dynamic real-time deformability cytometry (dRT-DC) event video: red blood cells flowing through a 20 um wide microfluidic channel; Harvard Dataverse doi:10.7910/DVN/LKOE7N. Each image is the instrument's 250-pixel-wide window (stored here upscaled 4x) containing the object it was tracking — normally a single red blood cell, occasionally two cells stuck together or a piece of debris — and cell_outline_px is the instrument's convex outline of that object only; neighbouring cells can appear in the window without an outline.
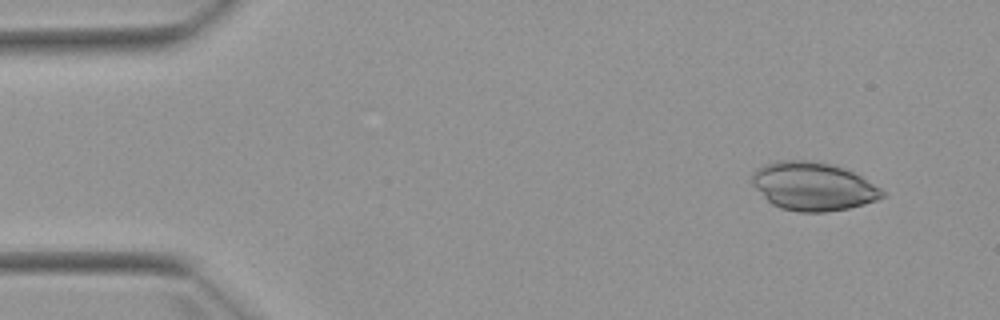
{"species": "Egyptian fruit bat (a non-hibernating species)", "species_latin": "Rousettus aegyptiacus", "temperature_condition": "warm", "stored_images_in_passage": 5, "camera_frame_rate_fps": 3000, "um_per_image_px": 0.085, "animal": {"sex": "female"}, "frame": {"image": 1, "passage_image": 1, "time_ms": 0.0, "image_size_px": [1000, 320], "cell_outline_px": [[888, 196], [864, 204], [848, 208], [828, 212], [800, 212], [780, 208], [772, 204], [752, 184], [752, 172], [756, 168], [764, 164], [776, 160], [808, 160], [828, 164], [844, 168], [860, 176], [888, 192]], "centroid_in_image_um": [69.12, 15.84], "position_along_channel_um": 15.9, "area_um2": 36.76}}